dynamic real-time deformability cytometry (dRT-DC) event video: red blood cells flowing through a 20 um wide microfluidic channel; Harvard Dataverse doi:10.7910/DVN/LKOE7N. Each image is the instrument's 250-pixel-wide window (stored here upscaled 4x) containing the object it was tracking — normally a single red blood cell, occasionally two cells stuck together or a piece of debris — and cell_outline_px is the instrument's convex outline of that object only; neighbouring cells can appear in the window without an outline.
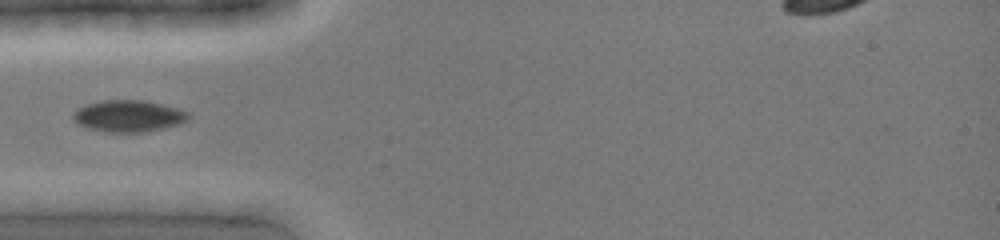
{"species": "common noctule bat (a hibernating species)", "species_latin": "Nyctalus noctula", "temperature_condition": "cold", "stored_images_in_passage": 2, "camera_frame_rate_fps": 3000, "um_per_image_px": 0.085, "animal": {"sex": "female", "body_mass_g": 19.0, "forearm_length_mm": 51.5}, "frame": {"image": 1, "passage_image": 1, "time_ms": 0.0, "image_size_px": [1000, 240], "cell_outline_px": [[188, 120], [180, 124], [164, 128], [144, 132], [104, 132], [88, 128], [72, 120], [72, 112], [88, 104], [104, 100], [144, 100], [176, 108], [188, 112]], "centroid_in_image_um": [10.91, 9.87], "position_along_channel_um": 74.1, "area_um2": 21.15}}